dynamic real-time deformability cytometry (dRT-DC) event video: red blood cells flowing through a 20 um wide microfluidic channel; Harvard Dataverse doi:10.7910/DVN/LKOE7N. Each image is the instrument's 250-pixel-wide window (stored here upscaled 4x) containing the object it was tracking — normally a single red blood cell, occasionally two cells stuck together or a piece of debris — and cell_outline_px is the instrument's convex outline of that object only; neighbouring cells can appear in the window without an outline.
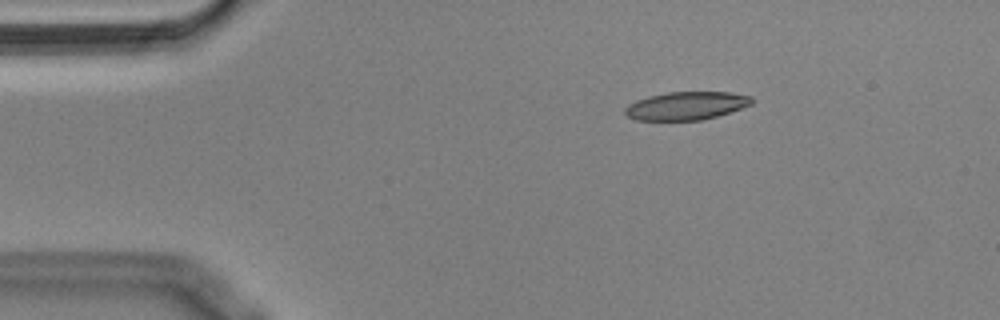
{"species": "Egyptian fruit bat (a non-hibernating species)", "species_latin": "Rousettus aegyptiacus", "temperature_condition": "cold", "stored_images_in_passage": 47, "camera_frame_rate_fps": 3000, "um_per_image_px": 0.085, "animal": {"sex": "male"}, "frame": {"image": 1, "passage_image": 1, "time_ms": 0.0, "image_size_px": [1000, 320], "cell_outline_px": [[752, 104], [716, 116], [700, 120], [636, 120], [628, 116], [624, 112], [624, 108], [628, 104], [636, 100], [648, 96], [668, 92], [728, 92], [752, 96]], "centroid_in_image_um": [58.3, 8.98], "position_along_channel_um": 26.7, "area_um2": 20.63}}
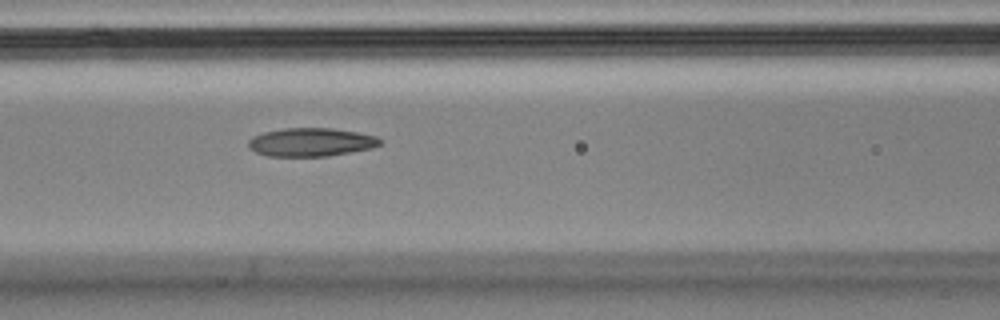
{"frame": {"image": 2, "passage_image": 15, "time_ms": 4.667, "image_size_px": [1000, 320], "cell_outline_px": [[384, 140], [380, 144], [372, 148], [328, 156], [268, 156], [256, 152], [248, 148], [248, 140], [252, 136], [264, 132], [284, 128], [332, 128], [356, 132], [376, 136]], "centroid_in_image_um": [26.42, 12.08], "position_along_channel_um": 140.2, "area_um2": 21.85}}
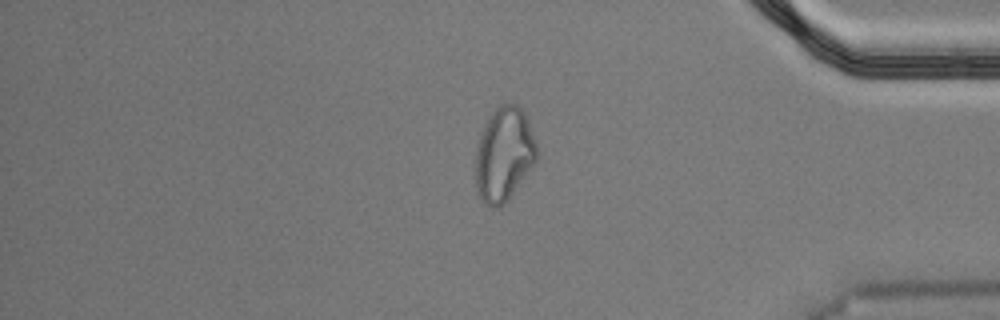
{"frame": {"image": 3, "passage_image": 38, "time_ms": 12.333, "image_size_px": [1000, 320], "cell_outline_px": [[540, 156], [508, 200], [504, 204], [496, 208], [492, 208], [484, 204], [476, 192], [472, 168], [476, 144], [480, 132], [492, 112], [500, 104], [516, 104], [524, 112], [528, 120]], "centroid_in_image_um": [42.78, 13.16], "position_along_channel_um": 392.4, "area_um2": 34.56}, "authors_computed_cell_mechanics": {"area_um2": 22.7732, "velocity_mm_per_s": 3.6315, "shape_relaxation_time_tau1_ms": null, "shape_relaxation_time_tau2_ms": 3.4873, "deformation_change_tau1": null, "deformation_change_tau2": 0.1127}}